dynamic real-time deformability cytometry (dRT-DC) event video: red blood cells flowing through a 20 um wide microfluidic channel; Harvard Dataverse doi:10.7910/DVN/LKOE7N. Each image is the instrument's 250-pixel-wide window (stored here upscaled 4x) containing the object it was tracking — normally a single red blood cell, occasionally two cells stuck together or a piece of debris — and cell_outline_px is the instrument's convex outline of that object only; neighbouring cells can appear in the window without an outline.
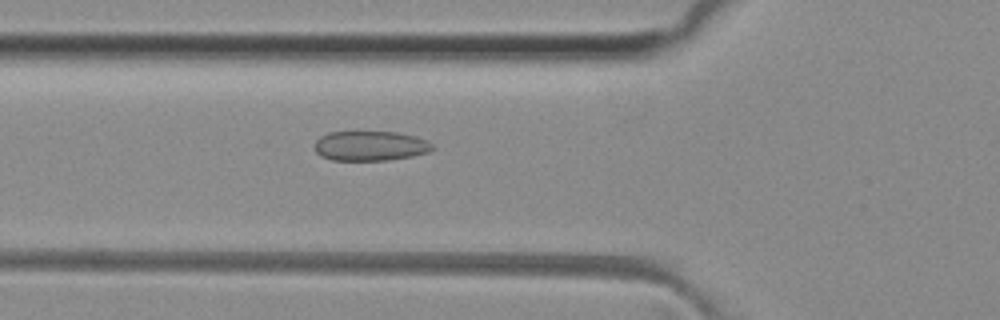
{"species": "common noctule bat (a hibernating species)", "species_latin": "Nyctalus noctula", "temperature_condition": "room temperature", "stored_images_in_passage": 50, "camera_frame_rate_fps": 3000, "um_per_image_px": 0.085, "animal": {"sex": "female", "body_mass_g": 29.2, "forearm_length_mm": 56.3}, "frame": {"image": 1, "passage_image": 18, "time_ms": 5.667, "image_size_px": [1000, 320], "cell_outline_px": [[436, 148], [428, 152], [412, 156], [388, 160], [332, 160], [320, 156], [312, 148], [312, 144], [320, 136], [328, 132], [396, 132], [416, 136], [428, 140]], "centroid_in_image_um": [31.45, 12.4], "position_along_channel_um": 94.4, "area_um2": 20.75}}
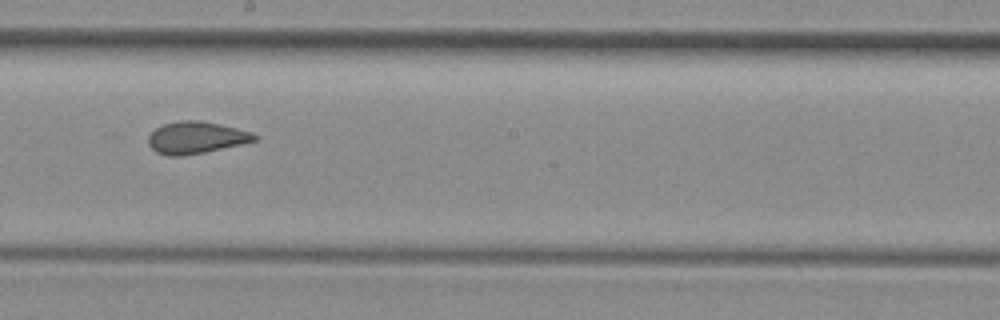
{"frame": {"image": 2, "passage_image": 28, "time_ms": 9.0, "image_size_px": [1000, 320], "cell_outline_px": [[260, 136], [256, 140], [240, 144], [204, 152], [184, 156], [168, 156], [156, 152], [148, 144], [148, 136], [156, 128], [164, 124], [180, 120], [200, 120], [236, 128], [252, 132]], "centroid_in_image_um": [16.65, 11.7], "position_along_channel_um": 231.5, "area_um2": 19.71}}
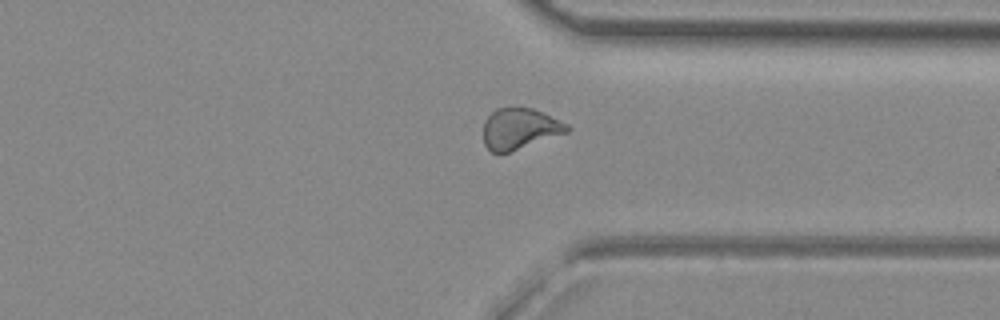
{"frame": {"image": 3, "passage_image": 38, "time_ms": 12.333, "image_size_px": [1000, 320], "cell_outline_px": [[572, 128], [568, 132], [508, 152], [492, 152], [484, 144], [484, 120], [496, 108], [516, 104], [532, 108], [544, 112], [568, 124]], "centroid_in_image_um": [44.18, 10.87], "position_along_channel_um": 367.2, "area_um2": 20.35}, "authors_computed_cell_mechanics": {"area_um2": 20.8369, "velocity_mm_per_s": 4.0982, "shape_relaxation_time_tau1_ms": null, "shape_relaxation_time_tau2_ms": 0.9652, "deformation_change_tau1": null, "deformation_change_tau2": 0.068}}